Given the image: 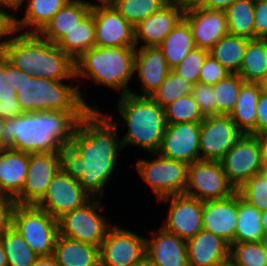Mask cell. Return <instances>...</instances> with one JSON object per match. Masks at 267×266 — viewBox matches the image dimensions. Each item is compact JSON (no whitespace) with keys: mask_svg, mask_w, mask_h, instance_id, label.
<instances>
[{"mask_svg":"<svg viewBox=\"0 0 267 266\" xmlns=\"http://www.w3.org/2000/svg\"><path fill=\"white\" fill-rule=\"evenodd\" d=\"M16 206L15 198L0 195V236L13 226V214Z\"/></svg>","mask_w":267,"mask_h":266,"instance_id":"cell-48","label":"cell"},{"mask_svg":"<svg viewBox=\"0 0 267 266\" xmlns=\"http://www.w3.org/2000/svg\"><path fill=\"white\" fill-rule=\"evenodd\" d=\"M224 11L229 34L254 39V0H236Z\"/></svg>","mask_w":267,"mask_h":266,"instance_id":"cell-35","label":"cell"},{"mask_svg":"<svg viewBox=\"0 0 267 266\" xmlns=\"http://www.w3.org/2000/svg\"><path fill=\"white\" fill-rule=\"evenodd\" d=\"M0 100V118L11 119L24 113L20 108L16 90L7 83L0 91Z\"/></svg>","mask_w":267,"mask_h":266,"instance_id":"cell-45","label":"cell"},{"mask_svg":"<svg viewBox=\"0 0 267 266\" xmlns=\"http://www.w3.org/2000/svg\"><path fill=\"white\" fill-rule=\"evenodd\" d=\"M165 0H116L113 7L133 26L159 11Z\"/></svg>","mask_w":267,"mask_h":266,"instance_id":"cell-39","label":"cell"},{"mask_svg":"<svg viewBox=\"0 0 267 266\" xmlns=\"http://www.w3.org/2000/svg\"><path fill=\"white\" fill-rule=\"evenodd\" d=\"M169 203L166 220L161 227L181 239L189 240L203 229V201L177 194L158 200Z\"/></svg>","mask_w":267,"mask_h":266,"instance_id":"cell-12","label":"cell"},{"mask_svg":"<svg viewBox=\"0 0 267 266\" xmlns=\"http://www.w3.org/2000/svg\"><path fill=\"white\" fill-rule=\"evenodd\" d=\"M220 162L228 181L236 190L239 189L252 176L260 173V135L243 133Z\"/></svg>","mask_w":267,"mask_h":266,"instance_id":"cell-11","label":"cell"},{"mask_svg":"<svg viewBox=\"0 0 267 266\" xmlns=\"http://www.w3.org/2000/svg\"><path fill=\"white\" fill-rule=\"evenodd\" d=\"M249 40V38L228 33L209 50V54L230 73L238 74Z\"/></svg>","mask_w":267,"mask_h":266,"instance_id":"cell-32","label":"cell"},{"mask_svg":"<svg viewBox=\"0 0 267 266\" xmlns=\"http://www.w3.org/2000/svg\"><path fill=\"white\" fill-rule=\"evenodd\" d=\"M267 39V0H254V39Z\"/></svg>","mask_w":267,"mask_h":266,"instance_id":"cell-47","label":"cell"},{"mask_svg":"<svg viewBox=\"0 0 267 266\" xmlns=\"http://www.w3.org/2000/svg\"><path fill=\"white\" fill-rule=\"evenodd\" d=\"M60 169L59 151L30 153L26 180L22 192L15 198L17 204L36 205Z\"/></svg>","mask_w":267,"mask_h":266,"instance_id":"cell-16","label":"cell"},{"mask_svg":"<svg viewBox=\"0 0 267 266\" xmlns=\"http://www.w3.org/2000/svg\"><path fill=\"white\" fill-rule=\"evenodd\" d=\"M91 8L83 0L68 1L38 32L45 40L57 44L73 30L90 12Z\"/></svg>","mask_w":267,"mask_h":266,"instance_id":"cell-26","label":"cell"},{"mask_svg":"<svg viewBox=\"0 0 267 266\" xmlns=\"http://www.w3.org/2000/svg\"><path fill=\"white\" fill-rule=\"evenodd\" d=\"M119 119L107 114L119 127L127 126L126 134L121 137L122 147L137 146L148 153L158 151L166 128L165 110L150 97L133 94L120 96L117 101ZM122 119V122H121Z\"/></svg>","mask_w":267,"mask_h":266,"instance_id":"cell-4","label":"cell"},{"mask_svg":"<svg viewBox=\"0 0 267 266\" xmlns=\"http://www.w3.org/2000/svg\"><path fill=\"white\" fill-rule=\"evenodd\" d=\"M242 135L229 115L204 117L199 139L200 160L220 162Z\"/></svg>","mask_w":267,"mask_h":266,"instance_id":"cell-14","label":"cell"},{"mask_svg":"<svg viewBox=\"0 0 267 266\" xmlns=\"http://www.w3.org/2000/svg\"><path fill=\"white\" fill-rule=\"evenodd\" d=\"M184 11L167 3L159 11L134 26L136 47L159 46L170 31L183 18ZM142 42V45L139 43ZM140 45V46H138Z\"/></svg>","mask_w":267,"mask_h":266,"instance_id":"cell-22","label":"cell"},{"mask_svg":"<svg viewBox=\"0 0 267 266\" xmlns=\"http://www.w3.org/2000/svg\"><path fill=\"white\" fill-rule=\"evenodd\" d=\"M168 3L181 8L183 11L199 7L201 0H170Z\"/></svg>","mask_w":267,"mask_h":266,"instance_id":"cell-53","label":"cell"},{"mask_svg":"<svg viewBox=\"0 0 267 266\" xmlns=\"http://www.w3.org/2000/svg\"><path fill=\"white\" fill-rule=\"evenodd\" d=\"M91 199L92 197L82 188L78 180L71 178L60 169L36 206L58 220L70 211L82 207Z\"/></svg>","mask_w":267,"mask_h":266,"instance_id":"cell-15","label":"cell"},{"mask_svg":"<svg viewBox=\"0 0 267 266\" xmlns=\"http://www.w3.org/2000/svg\"><path fill=\"white\" fill-rule=\"evenodd\" d=\"M53 257L59 266H101L100 247L58 235Z\"/></svg>","mask_w":267,"mask_h":266,"instance_id":"cell-27","label":"cell"},{"mask_svg":"<svg viewBox=\"0 0 267 266\" xmlns=\"http://www.w3.org/2000/svg\"><path fill=\"white\" fill-rule=\"evenodd\" d=\"M155 159H138L137 172L151 188L157 201L177 194H184L187 186L188 165L165 158L157 152L151 153Z\"/></svg>","mask_w":267,"mask_h":266,"instance_id":"cell-8","label":"cell"},{"mask_svg":"<svg viewBox=\"0 0 267 266\" xmlns=\"http://www.w3.org/2000/svg\"><path fill=\"white\" fill-rule=\"evenodd\" d=\"M208 55V50L195 47L183 58L181 63L172 70L193 85L197 84L199 83L201 67Z\"/></svg>","mask_w":267,"mask_h":266,"instance_id":"cell-43","label":"cell"},{"mask_svg":"<svg viewBox=\"0 0 267 266\" xmlns=\"http://www.w3.org/2000/svg\"><path fill=\"white\" fill-rule=\"evenodd\" d=\"M8 58L6 54L4 53L3 49L0 48V91L6 87V82L4 79V68L5 65L8 63Z\"/></svg>","mask_w":267,"mask_h":266,"instance_id":"cell-54","label":"cell"},{"mask_svg":"<svg viewBox=\"0 0 267 266\" xmlns=\"http://www.w3.org/2000/svg\"><path fill=\"white\" fill-rule=\"evenodd\" d=\"M29 153L3 148L0 153V195L16 198L26 180Z\"/></svg>","mask_w":267,"mask_h":266,"instance_id":"cell-25","label":"cell"},{"mask_svg":"<svg viewBox=\"0 0 267 266\" xmlns=\"http://www.w3.org/2000/svg\"><path fill=\"white\" fill-rule=\"evenodd\" d=\"M91 13L95 23V46L136 47L134 26L113 6L95 7Z\"/></svg>","mask_w":267,"mask_h":266,"instance_id":"cell-18","label":"cell"},{"mask_svg":"<svg viewBox=\"0 0 267 266\" xmlns=\"http://www.w3.org/2000/svg\"><path fill=\"white\" fill-rule=\"evenodd\" d=\"M260 174L267 179V166L261 167Z\"/></svg>","mask_w":267,"mask_h":266,"instance_id":"cell-64","label":"cell"},{"mask_svg":"<svg viewBox=\"0 0 267 266\" xmlns=\"http://www.w3.org/2000/svg\"><path fill=\"white\" fill-rule=\"evenodd\" d=\"M222 266H233V265L230 262H228V263H226V264H224Z\"/></svg>","mask_w":267,"mask_h":266,"instance_id":"cell-66","label":"cell"},{"mask_svg":"<svg viewBox=\"0 0 267 266\" xmlns=\"http://www.w3.org/2000/svg\"><path fill=\"white\" fill-rule=\"evenodd\" d=\"M65 53L77 60L84 52L95 46V23L90 12L73 30L56 44Z\"/></svg>","mask_w":267,"mask_h":266,"instance_id":"cell-33","label":"cell"},{"mask_svg":"<svg viewBox=\"0 0 267 266\" xmlns=\"http://www.w3.org/2000/svg\"><path fill=\"white\" fill-rule=\"evenodd\" d=\"M192 86L191 82L171 70L150 98L161 107H165L180 97L191 94Z\"/></svg>","mask_w":267,"mask_h":266,"instance_id":"cell-38","label":"cell"},{"mask_svg":"<svg viewBox=\"0 0 267 266\" xmlns=\"http://www.w3.org/2000/svg\"><path fill=\"white\" fill-rule=\"evenodd\" d=\"M261 89L258 83H244L230 113L232 121L245 134L256 135L257 103Z\"/></svg>","mask_w":267,"mask_h":266,"instance_id":"cell-29","label":"cell"},{"mask_svg":"<svg viewBox=\"0 0 267 266\" xmlns=\"http://www.w3.org/2000/svg\"><path fill=\"white\" fill-rule=\"evenodd\" d=\"M2 49L14 67L32 77L77 81L75 60L38 33L15 31Z\"/></svg>","mask_w":267,"mask_h":266,"instance_id":"cell-3","label":"cell"},{"mask_svg":"<svg viewBox=\"0 0 267 266\" xmlns=\"http://www.w3.org/2000/svg\"><path fill=\"white\" fill-rule=\"evenodd\" d=\"M13 227L39 257L53 255L59 235L58 221L47 211L36 205L17 204Z\"/></svg>","mask_w":267,"mask_h":266,"instance_id":"cell-7","label":"cell"},{"mask_svg":"<svg viewBox=\"0 0 267 266\" xmlns=\"http://www.w3.org/2000/svg\"><path fill=\"white\" fill-rule=\"evenodd\" d=\"M244 83L239 74L230 73L213 85L216 115H230Z\"/></svg>","mask_w":267,"mask_h":266,"instance_id":"cell-37","label":"cell"},{"mask_svg":"<svg viewBox=\"0 0 267 266\" xmlns=\"http://www.w3.org/2000/svg\"><path fill=\"white\" fill-rule=\"evenodd\" d=\"M258 84H259V87H260L261 91L267 93V72L264 74V76L258 82Z\"/></svg>","mask_w":267,"mask_h":266,"instance_id":"cell-62","label":"cell"},{"mask_svg":"<svg viewBox=\"0 0 267 266\" xmlns=\"http://www.w3.org/2000/svg\"><path fill=\"white\" fill-rule=\"evenodd\" d=\"M171 69L158 46L136 47L134 73L141 85V93L130 91L139 97H150L167 77Z\"/></svg>","mask_w":267,"mask_h":266,"instance_id":"cell-20","label":"cell"},{"mask_svg":"<svg viewBox=\"0 0 267 266\" xmlns=\"http://www.w3.org/2000/svg\"><path fill=\"white\" fill-rule=\"evenodd\" d=\"M77 85L65 84L64 81L32 77L22 71V82L16 90L21 110L25 112H87L98 109L90 106L83 98Z\"/></svg>","mask_w":267,"mask_h":266,"instance_id":"cell-6","label":"cell"},{"mask_svg":"<svg viewBox=\"0 0 267 266\" xmlns=\"http://www.w3.org/2000/svg\"><path fill=\"white\" fill-rule=\"evenodd\" d=\"M21 0H0V4L7 6L10 11H17L15 15H17L19 7H20Z\"/></svg>","mask_w":267,"mask_h":266,"instance_id":"cell-58","label":"cell"},{"mask_svg":"<svg viewBox=\"0 0 267 266\" xmlns=\"http://www.w3.org/2000/svg\"><path fill=\"white\" fill-rule=\"evenodd\" d=\"M256 135L267 133V93L261 91L257 103Z\"/></svg>","mask_w":267,"mask_h":266,"instance_id":"cell-50","label":"cell"},{"mask_svg":"<svg viewBox=\"0 0 267 266\" xmlns=\"http://www.w3.org/2000/svg\"><path fill=\"white\" fill-rule=\"evenodd\" d=\"M145 256L156 266H189L186 240L165 231H150Z\"/></svg>","mask_w":267,"mask_h":266,"instance_id":"cell-23","label":"cell"},{"mask_svg":"<svg viewBox=\"0 0 267 266\" xmlns=\"http://www.w3.org/2000/svg\"><path fill=\"white\" fill-rule=\"evenodd\" d=\"M234 1L236 0H201V5L199 7L225 10Z\"/></svg>","mask_w":267,"mask_h":266,"instance_id":"cell-52","label":"cell"},{"mask_svg":"<svg viewBox=\"0 0 267 266\" xmlns=\"http://www.w3.org/2000/svg\"><path fill=\"white\" fill-rule=\"evenodd\" d=\"M101 199L92 198L80 208L63 215L58 221L59 234L70 239L100 247L108 230L114 225L99 212ZM99 211V212H98Z\"/></svg>","mask_w":267,"mask_h":266,"instance_id":"cell-9","label":"cell"},{"mask_svg":"<svg viewBox=\"0 0 267 266\" xmlns=\"http://www.w3.org/2000/svg\"><path fill=\"white\" fill-rule=\"evenodd\" d=\"M262 229L264 235L267 236V210L262 211L261 213Z\"/></svg>","mask_w":267,"mask_h":266,"instance_id":"cell-60","label":"cell"},{"mask_svg":"<svg viewBox=\"0 0 267 266\" xmlns=\"http://www.w3.org/2000/svg\"><path fill=\"white\" fill-rule=\"evenodd\" d=\"M167 124L202 122L204 116L191 94L180 97L164 107Z\"/></svg>","mask_w":267,"mask_h":266,"instance_id":"cell-41","label":"cell"},{"mask_svg":"<svg viewBox=\"0 0 267 266\" xmlns=\"http://www.w3.org/2000/svg\"><path fill=\"white\" fill-rule=\"evenodd\" d=\"M260 242H261L265 252L267 253V236H265Z\"/></svg>","mask_w":267,"mask_h":266,"instance_id":"cell-65","label":"cell"},{"mask_svg":"<svg viewBox=\"0 0 267 266\" xmlns=\"http://www.w3.org/2000/svg\"><path fill=\"white\" fill-rule=\"evenodd\" d=\"M146 237L114 224L100 246L101 266H132L146 254Z\"/></svg>","mask_w":267,"mask_h":266,"instance_id":"cell-13","label":"cell"},{"mask_svg":"<svg viewBox=\"0 0 267 266\" xmlns=\"http://www.w3.org/2000/svg\"><path fill=\"white\" fill-rule=\"evenodd\" d=\"M237 191L258 210H267V179L260 173L252 176Z\"/></svg>","mask_w":267,"mask_h":266,"instance_id":"cell-42","label":"cell"},{"mask_svg":"<svg viewBox=\"0 0 267 266\" xmlns=\"http://www.w3.org/2000/svg\"><path fill=\"white\" fill-rule=\"evenodd\" d=\"M4 79L8 85L17 90L22 82V71L8 62L4 68Z\"/></svg>","mask_w":267,"mask_h":266,"instance_id":"cell-51","label":"cell"},{"mask_svg":"<svg viewBox=\"0 0 267 266\" xmlns=\"http://www.w3.org/2000/svg\"><path fill=\"white\" fill-rule=\"evenodd\" d=\"M191 95L204 117L216 115L213 85L197 83L192 86Z\"/></svg>","mask_w":267,"mask_h":266,"instance_id":"cell-44","label":"cell"},{"mask_svg":"<svg viewBox=\"0 0 267 266\" xmlns=\"http://www.w3.org/2000/svg\"><path fill=\"white\" fill-rule=\"evenodd\" d=\"M186 243L189 266H222L229 262L230 245L210 231L202 229Z\"/></svg>","mask_w":267,"mask_h":266,"instance_id":"cell-24","label":"cell"},{"mask_svg":"<svg viewBox=\"0 0 267 266\" xmlns=\"http://www.w3.org/2000/svg\"><path fill=\"white\" fill-rule=\"evenodd\" d=\"M229 74L230 72L209 54L201 67L199 83L214 85Z\"/></svg>","mask_w":267,"mask_h":266,"instance_id":"cell-46","label":"cell"},{"mask_svg":"<svg viewBox=\"0 0 267 266\" xmlns=\"http://www.w3.org/2000/svg\"><path fill=\"white\" fill-rule=\"evenodd\" d=\"M86 112H25L5 119L2 147L26 153L59 151L70 144L75 128Z\"/></svg>","mask_w":267,"mask_h":266,"instance_id":"cell-2","label":"cell"},{"mask_svg":"<svg viewBox=\"0 0 267 266\" xmlns=\"http://www.w3.org/2000/svg\"><path fill=\"white\" fill-rule=\"evenodd\" d=\"M132 266H156L151 262L146 256H144L140 261L136 262Z\"/></svg>","mask_w":267,"mask_h":266,"instance_id":"cell-59","label":"cell"},{"mask_svg":"<svg viewBox=\"0 0 267 266\" xmlns=\"http://www.w3.org/2000/svg\"><path fill=\"white\" fill-rule=\"evenodd\" d=\"M262 211L244 200L237 191V224L235 242H260L264 237Z\"/></svg>","mask_w":267,"mask_h":266,"instance_id":"cell-31","label":"cell"},{"mask_svg":"<svg viewBox=\"0 0 267 266\" xmlns=\"http://www.w3.org/2000/svg\"><path fill=\"white\" fill-rule=\"evenodd\" d=\"M68 1L70 0H21L19 9L26 6L23 3L28 4L21 19L15 15V31L38 33Z\"/></svg>","mask_w":267,"mask_h":266,"instance_id":"cell-28","label":"cell"},{"mask_svg":"<svg viewBox=\"0 0 267 266\" xmlns=\"http://www.w3.org/2000/svg\"><path fill=\"white\" fill-rule=\"evenodd\" d=\"M7 266H32L39 257L13 226L0 236Z\"/></svg>","mask_w":267,"mask_h":266,"instance_id":"cell-36","label":"cell"},{"mask_svg":"<svg viewBox=\"0 0 267 266\" xmlns=\"http://www.w3.org/2000/svg\"><path fill=\"white\" fill-rule=\"evenodd\" d=\"M237 191L227 198L203 201V229L235 243Z\"/></svg>","mask_w":267,"mask_h":266,"instance_id":"cell-21","label":"cell"},{"mask_svg":"<svg viewBox=\"0 0 267 266\" xmlns=\"http://www.w3.org/2000/svg\"><path fill=\"white\" fill-rule=\"evenodd\" d=\"M260 145L262 166H267V133L260 135Z\"/></svg>","mask_w":267,"mask_h":266,"instance_id":"cell-56","label":"cell"},{"mask_svg":"<svg viewBox=\"0 0 267 266\" xmlns=\"http://www.w3.org/2000/svg\"><path fill=\"white\" fill-rule=\"evenodd\" d=\"M32 266H59V265L57 264L53 255H50V256L38 257Z\"/></svg>","mask_w":267,"mask_h":266,"instance_id":"cell-55","label":"cell"},{"mask_svg":"<svg viewBox=\"0 0 267 266\" xmlns=\"http://www.w3.org/2000/svg\"><path fill=\"white\" fill-rule=\"evenodd\" d=\"M136 47L94 46L77 60L76 79H90L107 86L121 96L130 93L129 82L134 76Z\"/></svg>","mask_w":267,"mask_h":266,"instance_id":"cell-5","label":"cell"},{"mask_svg":"<svg viewBox=\"0 0 267 266\" xmlns=\"http://www.w3.org/2000/svg\"><path fill=\"white\" fill-rule=\"evenodd\" d=\"M119 127L99 109H89L78 122L70 144L62 146L60 168L78 180L92 197L102 199L123 149Z\"/></svg>","mask_w":267,"mask_h":266,"instance_id":"cell-1","label":"cell"},{"mask_svg":"<svg viewBox=\"0 0 267 266\" xmlns=\"http://www.w3.org/2000/svg\"><path fill=\"white\" fill-rule=\"evenodd\" d=\"M196 47L210 50L222 37L228 34L227 18L222 9L196 7L184 11Z\"/></svg>","mask_w":267,"mask_h":266,"instance_id":"cell-19","label":"cell"},{"mask_svg":"<svg viewBox=\"0 0 267 266\" xmlns=\"http://www.w3.org/2000/svg\"><path fill=\"white\" fill-rule=\"evenodd\" d=\"M8 10L10 9L7 6L0 4V48L15 32V14Z\"/></svg>","mask_w":267,"mask_h":266,"instance_id":"cell-49","label":"cell"},{"mask_svg":"<svg viewBox=\"0 0 267 266\" xmlns=\"http://www.w3.org/2000/svg\"><path fill=\"white\" fill-rule=\"evenodd\" d=\"M91 9L95 7H107L113 6L116 0H94L97 1L96 3H90V1L83 0Z\"/></svg>","mask_w":267,"mask_h":266,"instance_id":"cell-57","label":"cell"},{"mask_svg":"<svg viewBox=\"0 0 267 266\" xmlns=\"http://www.w3.org/2000/svg\"><path fill=\"white\" fill-rule=\"evenodd\" d=\"M5 126V119L0 118V145L2 146V134Z\"/></svg>","mask_w":267,"mask_h":266,"instance_id":"cell-63","label":"cell"},{"mask_svg":"<svg viewBox=\"0 0 267 266\" xmlns=\"http://www.w3.org/2000/svg\"><path fill=\"white\" fill-rule=\"evenodd\" d=\"M201 122L167 124L157 153L190 165L200 160Z\"/></svg>","mask_w":267,"mask_h":266,"instance_id":"cell-17","label":"cell"},{"mask_svg":"<svg viewBox=\"0 0 267 266\" xmlns=\"http://www.w3.org/2000/svg\"><path fill=\"white\" fill-rule=\"evenodd\" d=\"M229 262L233 266H267V253L261 242H235L230 245Z\"/></svg>","mask_w":267,"mask_h":266,"instance_id":"cell-40","label":"cell"},{"mask_svg":"<svg viewBox=\"0 0 267 266\" xmlns=\"http://www.w3.org/2000/svg\"><path fill=\"white\" fill-rule=\"evenodd\" d=\"M236 191L228 181L221 162L199 160L188 165L184 194L206 201L227 198Z\"/></svg>","mask_w":267,"mask_h":266,"instance_id":"cell-10","label":"cell"},{"mask_svg":"<svg viewBox=\"0 0 267 266\" xmlns=\"http://www.w3.org/2000/svg\"><path fill=\"white\" fill-rule=\"evenodd\" d=\"M172 70L196 45L188 22L182 18L158 46Z\"/></svg>","mask_w":267,"mask_h":266,"instance_id":"cell-30","label":"cell"},{"mask_svg":"<svg viewBox=\"0 0 267 266\" xmlns=\"http://www.w3.org/2000/svg\"><path fill=\"white\" fill-rule=\"evenodd\" d=\"M0 266H7L6 254L1 242H0Z\"/></svg>","mask_w":267,"mask_h":266,"instance_id":"cell-61","label":"cell"},{"mask_svg":"<svg viewBox=\"0 0 267 266\" xmlns=\"http://www.w3.org/2000/svg\"><path fill=\"white\" fill-rule=\"evenodd\" d=\"M267 72V39H250L239 75L245 83H258Z\"/></svg>","mask_w":267,"mask_h":266,"instance_id":"cell-34","label":"cell"}]
</instances>
